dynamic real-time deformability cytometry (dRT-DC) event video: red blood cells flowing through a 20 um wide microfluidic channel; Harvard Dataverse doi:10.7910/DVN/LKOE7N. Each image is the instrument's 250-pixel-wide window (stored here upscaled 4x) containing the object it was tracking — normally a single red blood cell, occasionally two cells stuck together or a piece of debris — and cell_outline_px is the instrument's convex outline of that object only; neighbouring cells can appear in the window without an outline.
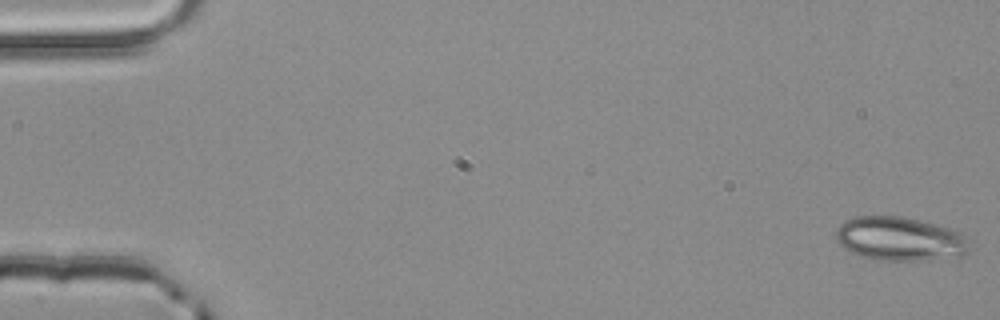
{"species": "common noctule bat (a hibernating species)", "species_latin": "Nyctalus noctula", "temperature_condition": "room temperature", "stored_images_in_passage": 4, "camera_frame_rate_fps": 3000, "um_per_image_px": 0.085, "animal": {"sex": "male", "body_mass_g": 20.4}, "frame": {"image": 1, "passage_image": 1, "time_ms": 0.0, "image_size_px": [1000, 320], "cell_outline_px": [[968, 252], [964, 256], [928, 260], [872, 260], [852, 252], [844, 248], [836, 240], [836, 228], [844, 220], [856, 216], [904, 216], [936, 224], [960, 232], [964, 236], [968, 248]], "centroid_in_image_um": [76.46, 20.3], "position_along_channel_um": 8.5, "area_um2": 34.28}}